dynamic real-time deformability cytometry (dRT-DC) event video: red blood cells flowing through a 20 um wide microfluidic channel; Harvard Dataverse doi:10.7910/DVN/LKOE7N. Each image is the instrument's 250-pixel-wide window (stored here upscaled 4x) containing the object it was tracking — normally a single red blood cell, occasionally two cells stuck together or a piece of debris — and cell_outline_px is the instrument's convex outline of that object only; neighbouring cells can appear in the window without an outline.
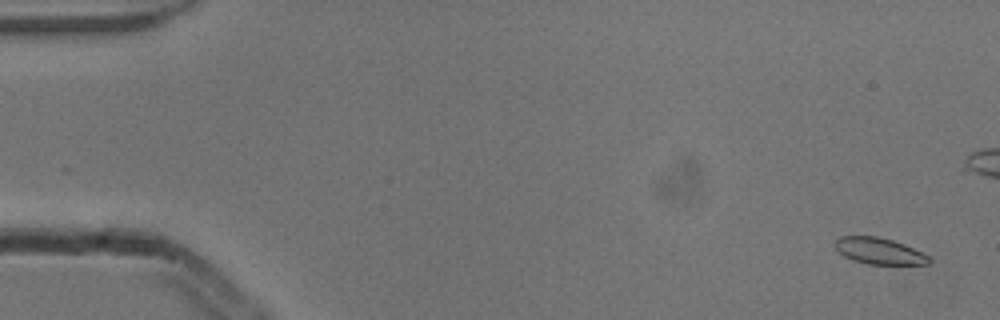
{"species": "common noctule bat (a hibernating species)", "species_latin": "Nyctalus noctula", "temperature_condition": "cold", "stored_images_in_passage": 56, "camera_frame_rate_fps": 3000, "um_per_image_px": 0.085, "animal": {"sex": "male", "body_mass_g": 13.3}, "frame": {"image": 1, "passage_image": 3, "time_ms": 0.667, "image_size_px": [1000, 320], "cell_outline_px": [[932, 260], [928, 264], [868, 264], [852, 260], [844, 256], [832, 244], [840, 236], [876, 236], [892, 240], [904, 244], [928, 256]], "centroid_in_image_um": [74.69, 21.33], "position_along_channel_um": 10.3, "area_um2": 14.33}}
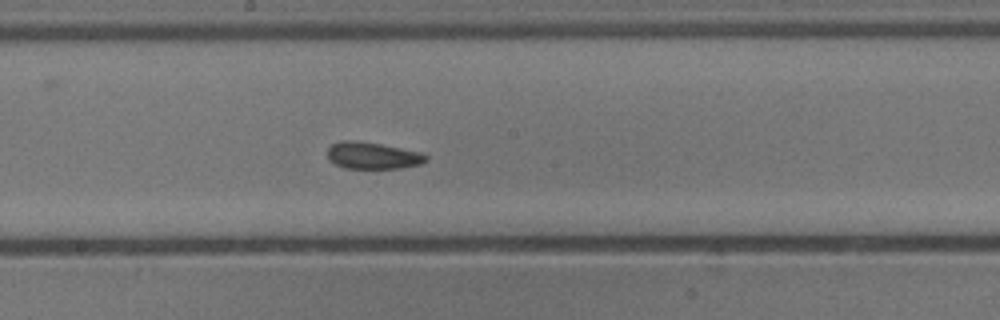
{"frame": {"image": 2, "passage_image": 30, "time_ms": 9.667, "image_size_px": [1000, 320], "cell_outline_px": [[428, 160], [420, 164], [400, 168], [344, 168], [328, 160], [328, 148], [332, 144], [344, 140], [352, 140], [380, 144], [416, 152], [428, 156]], "centroid_in_image_um": [31.63, 13.23], "position_along_channel_um": 216.6, "area_um2": 15.09}}
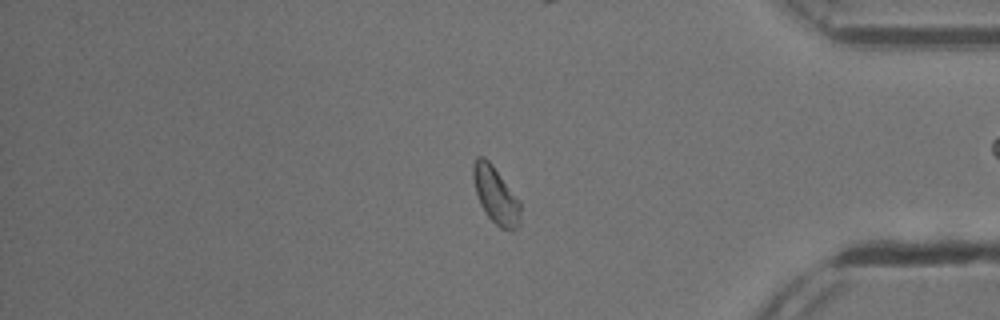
{"frame": {"image": 3, "passage_image": 46, "time_ms": 15.0, "image_size_px": [1000, 320], "cell_outline_px": [[520, 224], [516, 228], [500, 228], [488, 216], [480, 204], [476, 192], [472, 176], [472, 164], [476, 156], [484, 156], [492, 164], [520, 200]], "centroid_in_image_um": [42.12, 16.54], "position_along_channel_um": 393.1, "area_um2": 15.61}, "authors_computed_cell_mechanics": {"area_um2": 15.5771, "velocity_mm_per_s": 3.8293, "shape_relaxation_time_tau1_ms": 4.3816, "shape_relaxation_time_tau2_ms": 1.741, "deformation_change_tau1": 0.0728, "deformation_change_tau2": 0.0635}}